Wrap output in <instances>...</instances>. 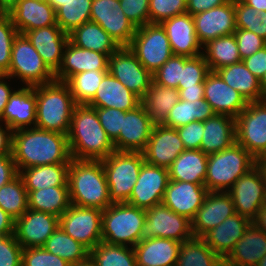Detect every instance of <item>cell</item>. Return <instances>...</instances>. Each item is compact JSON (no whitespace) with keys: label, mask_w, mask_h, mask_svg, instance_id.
<instances>
[{"label":"cell","mask_w":266,"mask_h":266,"mask_svg":"<svg viewBox=\"0 0 266 266\" xmlns=\"http://www.w3.org/2000/svg\"><path fill=\"white\" fill-rule=\"evenodd\" d=\"M11 154L18 172L30 167L70 163L72 160L66 134L37 127L12 132Z\"/></svg>","instance_id":"obj_1"},{"label":"cell","mask_w":266,"mask_h":266,"mask_svg":"<svg viewBox=\"0 0 266 266\" xmlns=\"http://www.w3.org/2000/svg\"><path fill=\"white\" fill-rule=\"evenodd\" d=\"M72 159L103 160L115 151L94 107L76 104L67 135Z\"/></svg>","instance_id":"obj_2"},{"label":"cell","mask_w":266,"mask_h":266,"mask_svg":"<svg viewBox=\"0 0 266 266\" xmlns=\"http://www.w3.org/2000/svg\"><path fill=\"white\" fill-rule=\"evenodd\" d=\"M68 186L72 205L103 211L113 204L101 160L72 159L68 170Z\"/></svg>","instance_id":"obj_3"},{"label":"cell","mask_w":266,"mask_h":266,"mask_svg":"<svg viewBox=\"0 0 266 266\" xmlns=\"http://www.w3.org/2000/svg\"><path fill=\"white\" fill-rule=\"evenodd\" d=\"M33 88L36 92L35 127L68 135L76 105L68 85L54 80Z\"/></svg>","instance_id":"obj_4"},{"label":"cell","mask_w":266,"mask_h":266,"mask_svg":"<svg viewBox=\"0 0 266 266\" xmlns=\"http://www.w3.org/2000/svg\"><path fill=\"white\" fill-rule=\"evenodd\" d=\"M256 165V159L235 142L223 151L208 155L205 186L208 191L227 192L235 181Z\"/></svg>","instance_id":"obj_5"},{"label":"cell","mask_w":266,"mask_h":266,"mask_svg":"<svg viewBox=\"0 0 266 266\" xmlns=\"http://www.w3.org/2000/svg\"><path fill=\"white\" fill-rule=\"evenodd\" d=\"M145 221V209L126 202L113 203L102 212V241L134 247L140 241Z\"/></svg>","instance_id":"obj_6"},{"label":"cell","mask_w":266,"mask_h":266,"mask_svg":"<svg viewBox=\"0 0 266 266\" xmlns=\"http://www.w3.org/2000/svg\"><path fill=\"white\" fill-rule=\"evenodd\" d=\"M101 161L111 201L127 202L145 163L142 152L114 151Z\"/></svg>","instance_id":"obj_7"},{"label":"cell","mask_w":266,"mask_h":266,"mask_svg":"<svg viewBox=\"0 0 266 266\" xmlns=\"http://www.w3.org/2000/svg\"><path fill=\"white\" fill-rule=\"evenodd\" d=\"M5 75L10 78L18 77L25 87L43 85L55 80V74L23 34H18L14 39L10 68Z\"/></svg>","instance_id":"obj_8"},{"label":"cell","mask_w":266,"mask_h":266,"mask_svg":"<svg viewBox=\"0 0 266 266\" xmlns=\"http://www.w3.org/2000/svg\"><path fill=\"white\" fill-rule=\"evenodd\" d=\"M128 48L152 75L173 55L160 23H148L137 28Z\"/></svg>","instance_id":"obj_9"},{"label":"cell","mask_w":266,"mask_h":266,"mask_svg":"<svg viewBox=\"0 0 266 266\" xmlns=\"http://www.w3.org/2000/svg\"><path fill=\"white\" fill-rule=\"evenodd\" d=\"M236 119V142L255 159L266 155V99L248 102Z\"/></svg>","instance_id":"obj_10"},{"label":"cell","mask_w":266,"mask_h":266,"mask_svg":"<svg viewBox=\"0 0 266 266\" xmlns=\"http://www.w3.org/2000/svg\"><path fill=\"white\" fill-rule=\"evenodd\" d=\"M102 212L98 208L71 204L59 217V226L66 234L91 250L102 241Z\"/></svg>","instance_id":"obj_11"},{"label":"cell","mask_w":266,"mask_h":266,"mask_svg":"<svg viewBox=\"0 0 266 266\" xmlns=\"http://www.w3.org/2000/svg\"><path fill=\"white\" fill-rule=\"evenodd\" d=\"M146 221L142 228L140 241L158 238H169L179 242L193 237L191 221L163 204L145 210Z\"/></svg>","instance_id":"obj_12"},{"label":"cell","mask_w":266,"mask_h":266,"mask_svg":"<svg viewBox=\"0 0 266 266\" xmlns=\"http://www.w3.org/2000/svg\"><path fill=\"white\" fill-rule=\"evenodd\" d=\"M265 188V179L255 165L227 191L232 198L235 212L253 222L263 208Z\"/></svg>","instance_id":"obj_13"},{"label":"cell","mask_w":266,"mask_h":266,"mask_svg":"<svg viewBox=\"0 0 266 266\" xmlns=\"http://www.w3.org/2000/svg\"><path fill=\"white\" fill-rule=\"evenodd\" d=\"M108 72L141 99L153 81L152 74L128 47H120L109 56Z\"/></svg>","instance_id":"obj_14"},{"label":"cell","mask_w":266,"mask_h":266,"mask_svg":"<svg viewBox=\"0 0 266 266\" xmlns=\"http://www.w3.org/2000/svg\"><path fill=\"white\" fill-rule=\"evenodd\" d=\"M90 21L99 24L120 47H128L137 30L120 7V0H93Z\"/></svg>","instance_id":"obj_15"},{"label":"cell","mask_w":266,"mask_h":266,"mask_svg":"<svg viewBox=\"0 0 266 266\" xmlns=\"http://www.w3.org/2000/svg\"><path fill=\"white\" fill-rule=\"evenodd\" d=\"M169 181L167 168L145 162L126 203L145 210L162 204Z\"/></svg>","instance_id":"obj_16"},{"label":"cell","mask_w":266,"mask_h":266,"mask_svg":"<svg viewBox=\"0 0 266 266\" xmlns=\"http://www.w3.org/2000/svg\"><path fill=\"white\" fill-rule=\"evenodd\" d=\"M154 125L142 103L135 109L125 111L120 134L113 141L115 151L142 152Z\"/></svg>","instance_id":"obj_17"},{"label":"cell","mask_w":266,"mask_h":266,"mask_svg":"<svg viewBox=\"0 0 266 266\" xmlns=\"http://www.w3.org/2000/svg\"><path fill=\"white\" fill-rule=\"evenodd\" d=\"M59 227V217L28 209L15 220V236L21 247H43L48 238Z\"/></svg>","instance_id":"obj_18"},{"label":"cell","mask_w":266,"mask_h":266,"mask_svg":"<svg viewBox=\"0 0 266 266\" xmlns=\"http://www.w3.org/2000/svg\"><path fill=\"white\" fill-rule=\"evenodd\" d=\"M184 150L176 128L155 124L142 154L146 163L168 169Z\"/></svg>","instance_id":"obj_19"},{"label":"cell","mask_w":266,"mask_h":266,"mask_svg":"<svg viewBox=\"0 0 266 266\" xmlns=\"http://www.w3.org/2000/svg\"><path fill=\"white\" fill-rule=\"evenodd\" d=\"M196 35L201 45L207 44L221 36L234 34L235 2L227 1L225 4L193 15Z\"/></svg>","instance_id":"obj_20"},{"label":"cell","mask_w":266,"mask_h":266,"mask_svg":"<svg viewBox=\"0 0 266 266\" xmlns=\"http://www.w3.org/2000/svg\"><path fill=\"white\" fill-rule=\"evenodd\" d=\"M235 213V207L228 192L208 191L202 206L191 221L193 237H203Z\"/></svg>","instance_id":"obj_21"},{"label":"cell","mask_w":266,"mask_h":266,"mask_svg":"<svg viewBox=\"0 0 266 266\" xmlns=\"http://www.w3.org/2000/svg\"><path fill=\"white\" fill-rule=\"evenodd\" d=\"M207 193L205 184L170 180L162 204L192 221L197 210L202 206Z\"/></svg>","instance_id":"obj_22"},{"label":"cell","mask_w":266,"mask_h":266,"mask_svg":"<svg viewBox=\"0 0 266 266\" xmlns=\"http://www.w3.org/2000/svg\"><path fill=\"white\" fill-rule=\"evenodd\" d=\"M7 14L19 34L57 25L56 10L47 0H19Z\"/></svg>","instance_id":"obj_23"},{"label":"cell","mask_w":266,"mask_h":266,"mask_svg":"<svg viewBox=\"0 0 266 266\" xmlns=\"http://www.w3.org/2000/svg\"><path fill=\"white\" fill-rule=\"evenodd\" d=\"M168 36L173 55L195 57L202 52L192 15L183 13L160 23Z\"/></svg>","instance_id":"obj_24"},{"label":"cell","mask_w":266,"mask_h":266,"mask_svg":"<svg viewBox=\"0 0 266 266\" xmlns=\"http://www.w3.org/2000/svg\"><path fill=\"white\" fill-rule=\"evenodd\" d=\"M204 99L216 114L236 118L248 102L235 89L226 84L216 72H210L204 82Z\"/></svg>","instance_id":"obj_25"},{"label":"cell","mask_w":266,"mask_h":266,"mask_svg":"<svg viewBox=\"0 0 266 266\" xmlns=\"http://www.w3.org/2000/svg\"><path fill=\"white\" fill-rule=\"evenodd\" d=\"M37 50L47 67L55 74L62 62L68 34L58 25L43 27L24 34Z\"/></svg>","instance_id":"obj_26"},{"label":"cell","mask_w":266,"mask_h":266,"mask_svg":"<svg viewBox=\"0 0 266 266\" xmlns=\"http://www.w3.org/2000/svg\"><path fill=\"white\" fill-rule=\"evenodd\" d=\"M108 65V55L82 49L68 41L55 80L66 82L71 76L84 71H108Z\"/></svg>","instance_id":"obj_27"},{"label":"cell","mask_w":266,"mask_h":266,"mask_svg":"<svg viewBox=\"0 0 266 266\" xmlns=\"http://www.w3.org/2000/svg\"><path fill=\"white\" fill-rule=\"evenodd\" d=\"M12 131L35 126L36 92L33 87L23 86L10 96L0 118Z\"/></svg>","instance_id":"obj_28"},{"label":"cell","mask_w":266,"mask_h":266,"mask_svg":"<svg viewBox=\"0 0 266 266\" xmlns=\"http://www.w3.org/2000/svg\"><path fill=\"white\" fill-rule=\"evenodd\" d=\"M141 100L108 72L87 105L94 108H117L122 111H129L138 107Z\"/></svg>","instance_id":"obj_29"},{"label":"cell","mask_w":266,"mask_h":266,"mask_svg":"<svg viewBox=\"0 0 266 266\" xmlns=\"http://www.w3.org/2000/svg\"><path fill=\"white\" fill-rule=\"evenodd\" d=\"M251 223L249 219L235 213L208 231L202 238L224 260Z\"/></svg>","instance_id":"obj_30"},{"label":"cell","mask_w":266,"mask_h":266,"mask_svg":"<svg viewBox=\"0 0 266 266\" xmlns=\"http://www.w3.org/2000/svg\"><path fill=\"white\" fill-rule=\"evenodd\" d=\"M266 255V232L251 223L224 259V266H257Z\"/></svg>","instance_id":"obj_31"},{"label":"cell","mask_w":266,"mask_h":266,"mask_svg":"<svg viewBox=\"0 0 266 266\" xmlns=\"http://www.w3.org/2000/svg\"><path fill=\"white\" fill-rule=\"evenodd\" d=\"M181 243L158 237L139 241L133 247L137 266H176Z\"/></svg>","instance_id":"obj_32"},{"label":"cell","mask_w":266,"mask_h":266,"mask_svg":"<svg viewBox=\"0 0 266 266\" xmlns=\"http://www.w3.org/2000/svg\"><path fill=\"white\" fill-rule=\"evenodd\" d=\"M236 142V119L215 114L204 121V133L200 150L206 155L223 151Z\"/></svg>","instance_id":"obj_33"},{"label":"cell","mask_w":266,"mask_h":266,"mask_svg":"<svg viewBox=\"0 0 266 266\" xmlns=\"http://www.w3.org/2000/svg\"><path fill=\"white\" fill-rule=\"evenodd\" d=\"M208 155L202 150L185 149L168 168L170 180L205 184Z\"/></svg>","instance_id":"obj_34"},{"label":"cell","mask_w":266,"mask_h":266,"mask_svg":"<svg viewBox=\"0 0 266 266\" xmlns=\"http://www.w3.org/2000/svg\"><path fill=\"white\" fill-rule=\"evenodd\" d=\"M69 41L82 49L104 53L108 56L116 52L120 46L96 22L88 21L74 28L69 34Z\"/></svg>","instance_id":"obj_35"},{"label":"cell","mask_w":266,"mask_h":266,"mask_svg":"<svg viewBox=\"0 0 266 266\" xmlns=\"http://www.w3.org/2000/svg\"><path fill=\"white\" fill-rule=\"evenodd\" d=\"M215 72L247 102L266 99L261 92L260 80L248 70L243 61L224 66Z\"/></svg>","instance_id":"obj_36"},{"label":"cell","mask_w":266,"mask_h":266,"mask_svg":"<svg viewBox=\"0 0 266 266\" xmlns=\"http://www.w3.org/2000/svg\"><path fill=\"white\" fill-rule=\"evenodd\" d=\"M70 163H56L30 167L19 171L26 190H39L47 187L68 186Z\"/></svg>","instance_id":"obj_37"},{"label":"cell","mask_w":266,"mask_h":266,"mask_svg":"<svg viewBox=\"0 0 266 266\" xmlns=\"http://www.w3.org/2000/svg\"><path fill=\"white\" fill-rule=\"evenodd\" d=\"M28 209L46 212L60 217L71 205L69 186L27 190Z\"/></svg>","instance_id":"obj_38"},{"label":"cell","mask_w":266,"mask_h":266,"mask_svg":"<svg viewBox=\"0 0 266 266\" xmlns=\"http://www.w3.org/2000/svg\"><path fill=\"white\" fill-rule=\"evenodd\" d=\"M180 100L179 90L151 82L141 103L155 124H162L170 110Z\"/></svg>","instance_id":"obj_39"},{"label":"cell","mask_w":266,"mask_h":266,"mask_svg":"<svg viewBox=\"0 0 266 266\" xmlns=\"http://www.w3.org/2000/svg\"><path fill=\"white\" fill-rule=\"evenodd\" d=\"M176 266H224V260L202 237H192L181 243Z\"/></svg>","instance_id":"obj_40"},{"label":"cell","mask_w":266,"mask_h":266,"mask_svg":"<svg viewBox=\"0 0 266 266\" xmlns=\"http://www.w3.org/2000/svg\"><path fill=\"white\" fill-rule=\"evenodd\" d=\"M203 48V56L212 72L242 61L234 34L211 40Z\"/></svg>","instance_id":"obj_41"},{"label":"cell","mask_w":266,"mask_h":266,"mask_svg":"<svg viewBox=\"0 0 266 266\" xmlns=\"http://www.w3.org/2000/svg\"><path fill=\"white\" fill-rule=\"evenodd\" d=\"M216 113L205 99L195 101L179 100L170 110L165 121L167 127L178 128L193 121H205Z\"/></svg>","instance_id":"obj_42"},{"label":"cell","mask_w":266,"mask_h":266,"mask_svg":"<svg viewBox=\"0 0 266 266\" xmlns=\"http://www.w3.org/2000/svg\"><path fill=\"white\" fill-rule=\"evenodd\" d=\"M43 247L47 252L59 256L71 265L90 255V250L87 247L66 234L60 226L48 238Z\"/></svg>","instance_id":"obj_43"},{"label":"cell","mask_w":266,"mask_h":266,"mask_svg":"<svg viewBox=\"0 0 266 266\" xmlns=\"http://www.w3.org/2000/svg\"><path fill=\"white\" fill-rule=\"evenodd\" d=\"M97 266H137L134 248L101 241L90 250Z\"/></svg>","instance_id":"obj_44"},{"label":"cell","mask_w":266,"mask_h":266,"mask_svg":"<svg viewBox=\"0 0 266 266\" xmlns=\"http://www.w3.org/2000/svg\"><path fill=\"white\" fill-rule=\"evenodd\" d=\"M0 207L15 220L28 210V192L19 174L0 188Z\"/></svg>","instance_id":"obj_45"},{"label":"cell","mask_w":266,"mask_h":266,"mask_svg":"<svg viewBox=\"0 0 266 266\" xmlns=\"http://www.w3.org/2000/svg\"><path fill=\"white\" fill-rule=\"evenodd\" d=\"M93 0H66L56 10L57 25L67 34L90 21Z\"/></svg>","instance_id":"obj_46"},{"label":"cell","mask_w":266,"mask_h":266,"mask_svg":"<svg viewBox=\"0 0 266 266\" xmlns=\"http://www.w3.org/2000/svg\"><path fill=\"white\" fill-rule=\"evenodd\" d=\"M108 71H84L71 76L68 85L76 104H87L95 95L99 84Z\"/></svg>","instance_id":"obj_47"},{"label":"cell","mask_w":266,"mask_h":266,"mask_svg":"<svg viewBox=\"0 0 266 266\" xmlns=\"http://www.w3.org/2000/svg\"><path fill=\"white\" fill-rule=\"evenodd\" d=\"M235 25L266 40V11L258 12L243 1L235 2Z\"/></svg>","instance_id":"obj_48"},{"label":"cell","mask_w":266,"mask_h":266,"mask_svg":"<svg viewBox=\"0 0 266 266\" xmlns=\"http://www.w3.org/2000/svg\"><path fill=\"white\" fill-rule=\"evenodd\" d=\"M210 72L203 53L189 57L184 63L178 88L204 87L206 76Z\"/></svg>","instance_id":"obj_49"},{"label":"cell","mask_w":266,"mask_h":266,"mask_svg":"<svg viewBox=\"0 0 266 266\" xmlns=\"http://www.w3.org/2000/svg\"><path fill=\"white\" fill-rule=\"evenodd\" d=\"M18 34L11 17L7 13H2L0 15V75H5L9 71L12 45Z\"/></svg>","instance_id":"obj_50"},{"label":"cell","mask_w":266,"mask_h":266,"mask_svg":"<svg viewBox=\"0 0 266 266\" xmlns=\"http://www.w3.org/2000/svg\"><path fill=\"white\" fill-rule=\"evenodd\" d=\"M189 57L172 55L153 75V82L169 88L178 89L182 69Z\"/></svg>","instance_id":"obj_51"},{"label":"cell","mask_w":266,"mask_h":266,"mask_svg":"<svg viewBox=\"0 0 266 266\" xmlns=\"http://www.w3.org/2000/svg\"><path fill=\"white\" fill-rule=\"evenodd\" d=\"M186 12L187 0H149V23H161Z\"/></svg>","instance_id":"obj_52"},{"label":"cell","mask_w":266,"mask_h":266,"mask_svg":"<svg viewBox=\"0 0 266 266\" xmlns=\"http://www.w3.org/2000/svg\"><path fill=\"white\" fill-rule=\"evenodd\" d=\"M22 266H71L57 255L47 252L44 247L24 248Z\"/></svg>","instance_id":"obj_53"},{"label":"cell","mask_w":266,"mask_h":266,"mask_svg":"<svg viewBox=\"0 0 266 266\" xmlns=\"http://www.w3.org/2000/svg\"><path fill=\"white\" fill-rule=\"evenodd\" d=\"M99 121L113 142L120 134L125 111L117 108H95Z\"/></svg>","instance_id":"obj_54"},{"label":"cell","mask_w":266,"mask_h":266,"mask_svg":"<svg viewBox=\"0 0 266 266\" xmlns=\"http://www.w3.org/2000/svg\"><path fill=\"white\" fill-rule=\"evenodd\" d=\"M22 250L15 234L0 236V266H22Z\"/></svg>","instance_id":"obj_55"},{"label":"cell","mask_w":266,"mask_h":266,"mask_svg":"<svg viewBox=\"0 0 266 266\" xmlns=\"http://www.w3.org/2000/svg\"><path fill=\"white\" fill-rule=\"evenodd\" d=\"M120 7L136 28L149 23V0H120Z\"/></svg>","instance_id":"obj_56"},{"label":"cell","mask_w":266,"mask_h":266,"mask_svg":"<svg viewBox=\"0 0 266 266\" xmlns=\"http://www.w3.org/2000/svg\"><path fill=\"white\" fill-rule=\"evenodd\" d=\"M241 59H245L266 46V40L252 31L236 29L234 32Z\"/></svg>","instance_id":"obj_57"},{"label":"cell","mask_w":266,"mask_h":266,"mask_svg":"<svg viewBox=\"0 0 266 266\" xmlns=\"http://www.w3.org/2000/svg\"><path fill=\"white\" fill-rule=\"evenodd\" d=\"M185 149L200 150L204 133V121H193L176 128Z\"/></svg>","instance_id":"obj_58"},{"label":"cell","mask_w":266,"mask_h":266,"mask_svg":"<svg viewBox=\"0 0 266 266\" xmlns=\"http://www.w3.org/2000/svg\"><path fill=\"white\" fill-rule=\"evenodd\" d=\"M242 61L248 70L260 80L266 70V46Z\"/></svg>","instance_id":"obj_59"},{"label":"cell","mask_w":266,"mask_h":266,"mask_svg":"<svg viewBox=\"0 0 266 266\" xmlns=\"http://www.w3.org/2000/svg\"><path fill=\"white\" fill-rule=\"evenodd\" d=\"M19 174L12 155L0 156V188Z\"/></svg>","instance_id":"obj_60"},{"label":"cell","mask_w":266,"mask_h":266,"mask_svg":"<svg viewBox=\"0 0 266 266\" xmlns=\"http://www.w3.org/2000/svg\"><path fill=\"white\" fill-rule=\"evenodd\" d=\"M227 1L228 0H187V13L193 16L223 5Z\"/></svg>","instance_id":"obj_61"},{"label":"cell","mask_w":266,"mask_h":266,"mask_svg":"<svg viewBox=\"0 0 266 266\" xmlns=\"http://www.w3.org/2000/svg\"><path fill=\"white\" fill-rule=\"evenodd\" d=\"M12 132L7 125L5 129L0 125V156L12 155Z\"/></svg>","instance_id":"obj_62"},{"label":"cell","mask_w":266,"mask_h":266,"mask_svg":"<svg viewBox=\"0 0 266 266\" xmlns=\"http://www.w3.org/2000/svg\"><path fill=\"white\" fill-rule=\"evenodd\" d=\"M4 79H11L7 75H0V118L4 112L5 106L8 103L10 96L15 90L12 91L10 86Z\"/></svg>","instance_id":"obj_63"},{"label":"cell","mask_w":266,"mask_h":266,"mask_svg":"<svg viewBox=\"0 0 266 266\" xmlns=\"http://www.w3.org/2000/svg\"><path fill=\"white\" fill-rule=\"evenodd\" d=\"M15 232V219L0 207V236Z\"/></svg>","instance_id":"obj_64"},{"label":"cell","mask_w":266,"mask_h":266,"mask_svg":"<svg viewBox=\"0 0 266 266\" xmlns=\"http://www.w3.org/2000/svg\"><path fill=\"white\" fill-rule=\"evenodd\" d=\"M180 100L195 101L204 99V87L178 88Z\"/></svg>","instance_id":"obj_65"},{"label":"cell","mask_w":266,"mask_h":266,"mask_svg":"<svg viewBox=\"0 0 266 266\" xmlns=\"http://www.w3.org/2000/svg\"><path fill=\"white\" fill-rule=\"evenodd\" d=\"M254 223L259 229H262L266 232V208L263 207L259 214L257 215L256 219L252 222Z\"/></svg>","instance_id":"obj_66"},{"label":"cell","mask_w":266,"mask_h":266,"mask_svg":"<svg viewBox=\"0 0 266 266\" xmlns=\"http://www.w3.org/2000/svg\"><path fill=\"white\" fill-rule=\"evenodd\" d=\"M245 4L253 7L258 12L266 11V0H242Z\"/></svg>","instance_id":"obj_67"},{"label":"cell","mask_w":266,"mask_h":266,"mask_svg":"<svg viewBox=\"0 0 266 266\" xmlns=\"http://www.w3.org/2000/svg\"><path fill=\"white\" fill-rule=\"evenodd\" d=\"M19 0H0V10L7 13Z\"/></svg>","instance_id":"obj_68"},{"label":"cell","mask_w":266,"mask_h":266,"mask_svg":"<svg viewBox=\"0 0 266 266\" xmlns=\"http://www.w3.org/2000/svg\"><path fill=\"white\" fill-rule=\"evenodd\" d=\"M256 166L260 169L263 178L266 182V156H261L256 159Z\"/></svg>","instance_id":"obj_69"},{"label":"cell","mask_w":266,"mask_h":266,"mask_svg":"<svg viewBox=\"0 0 266 266\" xmlns=\"http://www.w3.org/2000/svg\"><path fill=\"white\" fill-rule=\"evenodd\" d=\"M71 266H97V265L89 255L86 259L79 261L78 263L73 264Z\"/></svg>","instance_id":"obj_70"},{"label":"cell","mask_w":266,"mask_h":266,"mask_svg":"<svg viewBox=\"0 0 266 266\" xmlns=\"http://www.w3.org/2000/svg\"><path fill=\"white\" fill-rule=\"evenodd\" d=\"M260 87L263 96L266 98V70L262 78L260 79Z\"/></svg>","instance_id":"obj_71"},{"label":"cell","mask_w":266,"mask_h":266,"mask_svg":"<svg viewBox=\"0 0 266 266\" xmlns=\"http://www.w3.org/2000/svg\"><path fill=\"white\" fill-rule=\"evenodd\" d=\"M48 3L57 10L60 6H62V3H64L66 0H47Z\"/></svg>","instance_id":"obj_72"},{"label":"cell","mask_w":266,"mask_h":266,"mask_svg":"<svg viewBox=\"0 0 266 266\" xmlns=\"http://www.w3.org/2000/svg\"><path fill=\"white\" fill-rule=\"evenodd\" d=\"M257 266H266V255L262 258V260L257 264Z\"/></svg>","instance_id":"obj_73"},{"label":"cell","mask_w":266,"mask_h":266,"mask_svg":"<svg viewBox=\"0 0 266 266\" xmlns=\"http://www.w3.org/2000/svg\"><path fill=\"white\" fill-rule=\"evenodd\" d=\"M263 207L266 208V188H265V194H264V203H263Z\"/></svg>","instance_id":"obj_74"},{"label":"cell","mask_w":266,"mask_h":266,"mask_svg":"<svg viewBox=\"0 0 266 266\" xmlns=\"http://www.w3.org/2000/svg\"><path fill=\"white\" fill-rule=\"evenodd\" d=\"M228 1H231V2H238V1H242V0H228Z\"/></svg>","instance_id":"obj_75"}]
</instances>
